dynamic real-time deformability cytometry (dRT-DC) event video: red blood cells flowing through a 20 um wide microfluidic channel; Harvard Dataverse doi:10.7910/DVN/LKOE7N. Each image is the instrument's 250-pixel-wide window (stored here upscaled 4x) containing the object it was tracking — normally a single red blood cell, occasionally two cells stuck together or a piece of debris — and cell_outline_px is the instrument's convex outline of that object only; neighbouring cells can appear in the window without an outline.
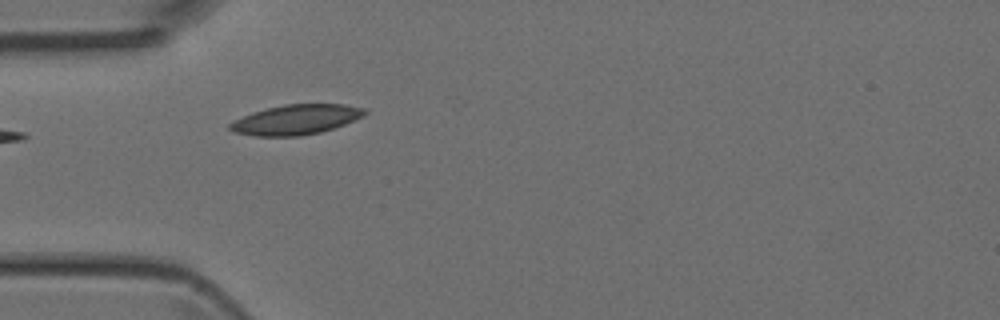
{"species": "Egyptian fruit bat (a non-hibernating species)", "species_latin": "Rousettus aegyptiacus", "temperature_condition": "room temperature", "stored_images_in_passage": 5, "camera_frame_rate_fps": 3000, "um_per_image_px": 0.085, "animal": {"sex": "female"}, "frame": {"image": 1, "passage_image": 1, "time_ms": 0.0, "image_size_px": [1000, 320], "cell_outline_px": [[368, 112], [364, 116], [344, 124], [320, 132], [300, 136], [256, 136], [236, 132], [228, 128], [228, 124], [252, 112], [284, 104], [344, 104], [368, 108]], "centroid_in_image_um": [25.21, 10.16], "position_along_channel_um": 59.8, "area_um2": 23.41}}